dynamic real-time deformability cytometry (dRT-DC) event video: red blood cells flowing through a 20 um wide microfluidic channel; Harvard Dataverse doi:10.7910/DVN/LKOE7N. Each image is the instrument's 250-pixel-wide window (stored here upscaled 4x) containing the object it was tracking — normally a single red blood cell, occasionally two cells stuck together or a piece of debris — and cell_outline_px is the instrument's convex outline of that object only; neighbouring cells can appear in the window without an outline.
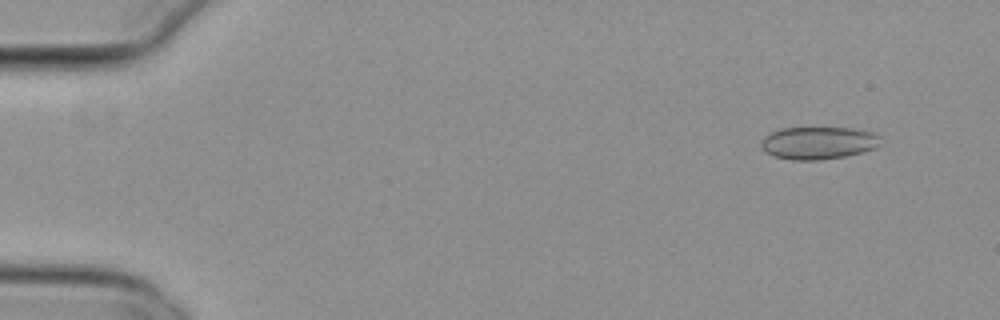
{"species": "common noctule bat (a hibernating species)", "species_latin": "Nyctalus noctula", "temperature_condition": "cold", "stored_images_in_passage": 55, "camera_frame_rate_fps": 3000, "um_per_image_px": 0.085, "animal": {"sex": "female", "body_mass_g": 29.2, "forearm_length_mm": 56.3}, "frame": {"image": 1, "passage_image": 5, "time_ms": 1.333, "image_size_px": [1000, 320], "cell_outline_px": [[880, 144], [876, 148], [864, 152], [844, 156], [820, 160], [792, 160], [772, 156], [764, 152], [760, 144], [764, 136], [780, 128], [852, 128], [872, 132], [880, 136]], "centroid_in_image_um": [69.54, 12.15], "position_along_channel_um": 15.5, "area_um2": 22.83}}
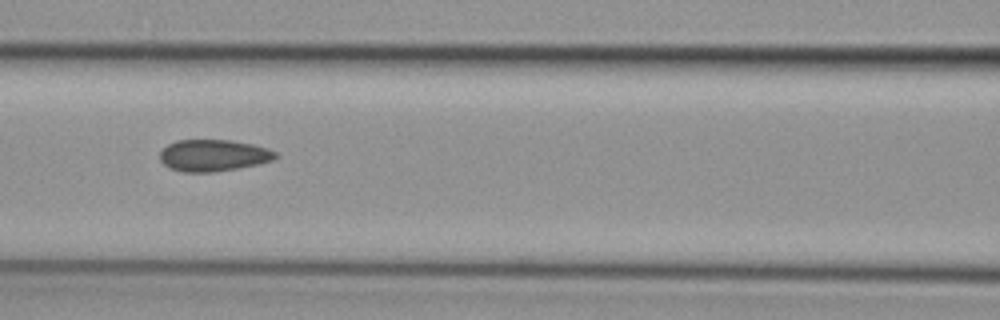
{"frame": {"image": 2, "passage_image": 25, "time_ms": 8.0, "image_size_px": [1000, 320], "cell_outline_px": [[280, 156], [272, 160], [256, 164], [236, 168], [212, 172], [180, 172], [168, 168], [160, 160], [160, 152], [168, 144], [176, 140], [232, 140], [252, 144], [268, 148], [276, 152]], "centroid_in_image_um": [18.12, 13.2], "position_along_channel_um": 148.5, "area_um2": 21.39}}
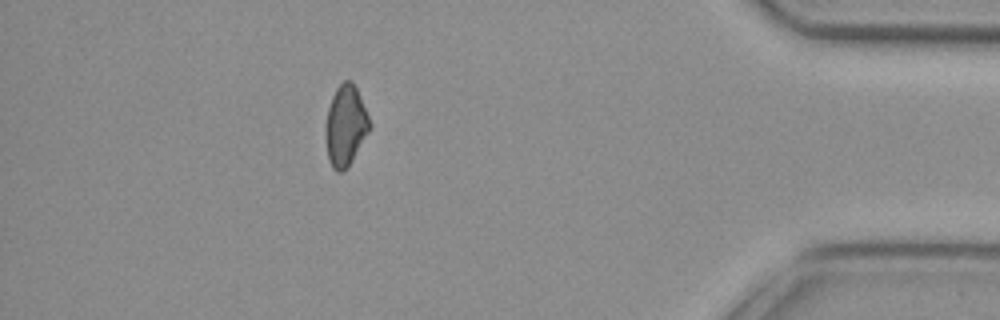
{"frame": {"image": 3, "passage_image": 49, "time_ms": 16.0, "image_size_px": [1000, 320], "cell_outline_px": [[372, 124], [368, 132], [352, 160], [340, 172], [336, 172], [332, 168], [328, 160], [324, 136], [324, 132], [328, 108], [332, 96], [336, 88], [344, 80], [352, 80], [356, 88]], "centroid_in_image_um": [29.34, 10.67], "position_along_channel_um": 405.9, "area_um2": 20.63}, "authors_computed_cell_mechanics": {"area_um2": 21.6172, "velocity_mm_per_s": 3.7965, "shape_relaxation_time_tau1_ms": null, "shape_relaxation_time_tau2_ms": 3.8463, "deformation_change_tau1": null, "deformation_change_tau2": 0.0778}}